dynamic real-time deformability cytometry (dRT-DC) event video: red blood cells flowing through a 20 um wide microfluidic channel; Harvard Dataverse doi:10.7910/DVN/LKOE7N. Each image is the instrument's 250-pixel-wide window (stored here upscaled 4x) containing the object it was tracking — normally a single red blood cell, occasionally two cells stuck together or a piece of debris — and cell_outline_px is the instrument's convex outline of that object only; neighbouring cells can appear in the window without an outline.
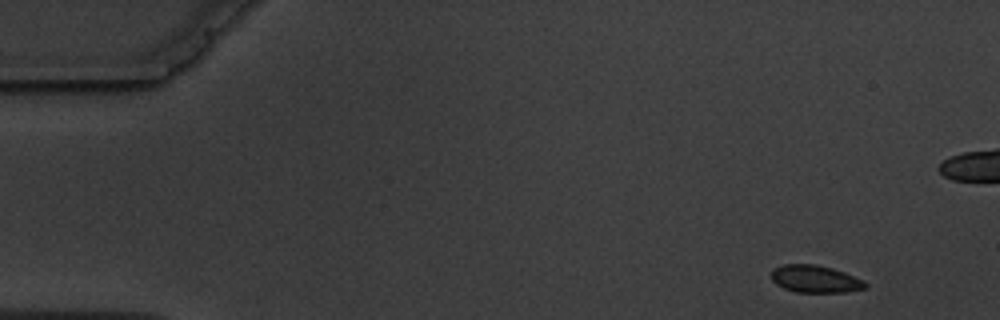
{"species": "common noctule bat (a hibernating species)", "species_latin": "Nyctalus noctula", "temperature_condition": "warm", "stored_images_in_passage": 5, "camera_frame_rate_fps": 3000, "um_per_image_px": 0.085, "animal": {"sex": "male", "body_mass_g": 19.5, "forearm_length_mm": 54.6}, "frame": {"image": 1, "passage_image": 1, "time_ms": 0.0, "image_size_px": [1000, 320], "cell_outline_px": [[868, 288], [848, 292], [796, 292], [784, 288], [776, 284], [772, 280], [772, 268], [784, 264], [816, 264], [832, 268], [844, 272], [864, 280], [868, 284]], "centroid_in_image_um": [69.32, 23.71], "position_along_channel_um": 15.7, "area_um2": 15.14}}